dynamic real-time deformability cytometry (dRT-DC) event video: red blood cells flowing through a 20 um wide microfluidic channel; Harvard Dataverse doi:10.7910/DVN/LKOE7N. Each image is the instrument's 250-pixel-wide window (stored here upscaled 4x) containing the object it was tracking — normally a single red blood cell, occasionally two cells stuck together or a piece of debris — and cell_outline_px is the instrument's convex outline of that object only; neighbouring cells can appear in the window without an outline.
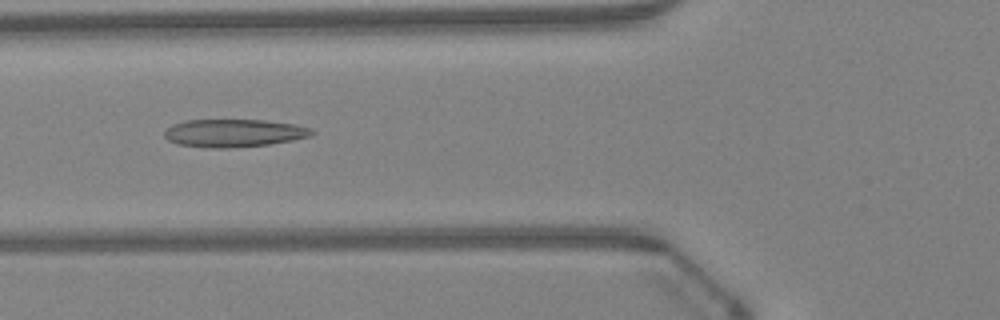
{"species": "Egyptian fruit bat (a non-hibernating species)", "species_latin": "Rousettus aegyptiacus", "temperature_condition": "warm", "stored_images_in_passage": 47, "camera_frame_rate_fps": 3000, "um_per_image_px": 0.085, "animal": {"sex": "female"}, "frame": {"image": 1, "passage_image": 18, "time_ms": 5.667, "image_size_px": [1000, 320], "cell_outline_px": [[316, 132], [308, 136], [292, 140], [268, 144], [224, 148], [212, 148], [176, 144], [168, 140], [164, 136], [164, 132], [172, 124], [184, 120], [264, 120], [292, 124], [312, 128]], "centroid_in_image_um": [19.84, 11.3], "position_along_channel_um": 106.0, "area_um2": 23.76}}
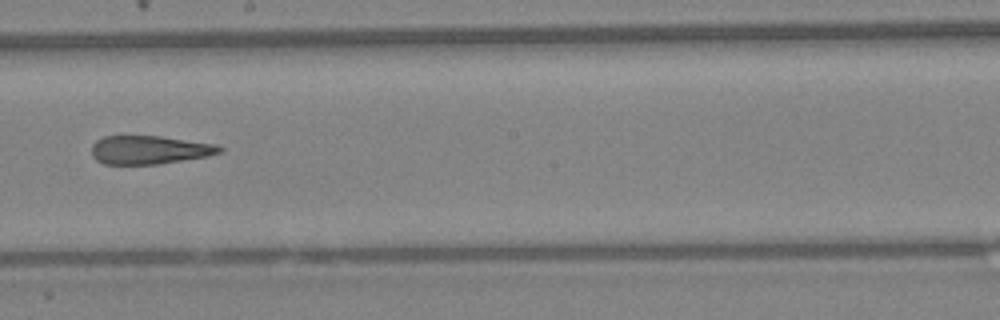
{"frame": {"image": 2, "passage_image": 27, "time_ms": 8.667, "image_size_px": [1000, 320], "cell_outline_px": [[224, 148], [220, 152], [208, 156], [160, 164], [104, 164], [96, 160], [92, 156], [92, 144], [96, 140], [104, 136], [160, 136], [216, 144]], "centroid_in_image_um": [12.69, 12.74], "position_along_channel_um": 235.5, "area_um2": 21.27}}
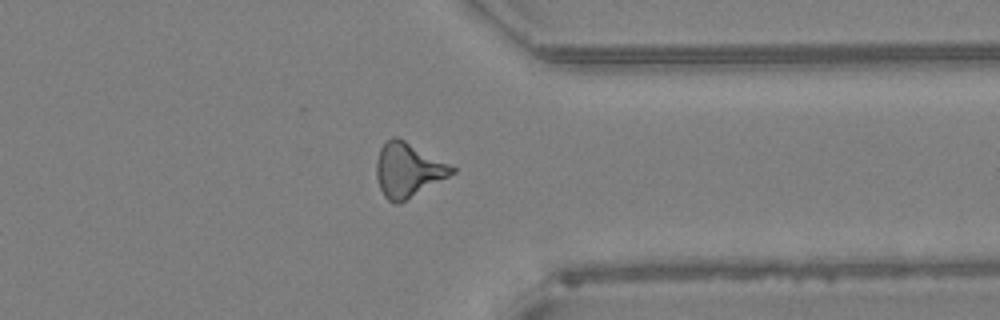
{"frame": {"image": 3, "passage_image": 37, "time_ms": 12.0, "image_size_px": [1000, 320], "cell_outline_px": [[456, 172], [400, 204], [396, 204], [388, 200], [384, 196], [380, 188], [376, 176], [376, 160], [380, 148], [392, 136], [396, 136], [404, 140], [456, 168]], "centroid_in_image_um": [34.66, 14.47], "position_along_channel_um": 376.7, "area_um2": 23.64}, "authors_computed_cell_mechanics": {"area_um2": 23.12, "velocity_mm_per_s": 4.345, "shape_relaxation_time_tau1_ms": null, "shape_relaxation_time_tau2_ms": 3.8773, "deformation_change_tau1": null, "deformation_change_tau2": 0.1528}}